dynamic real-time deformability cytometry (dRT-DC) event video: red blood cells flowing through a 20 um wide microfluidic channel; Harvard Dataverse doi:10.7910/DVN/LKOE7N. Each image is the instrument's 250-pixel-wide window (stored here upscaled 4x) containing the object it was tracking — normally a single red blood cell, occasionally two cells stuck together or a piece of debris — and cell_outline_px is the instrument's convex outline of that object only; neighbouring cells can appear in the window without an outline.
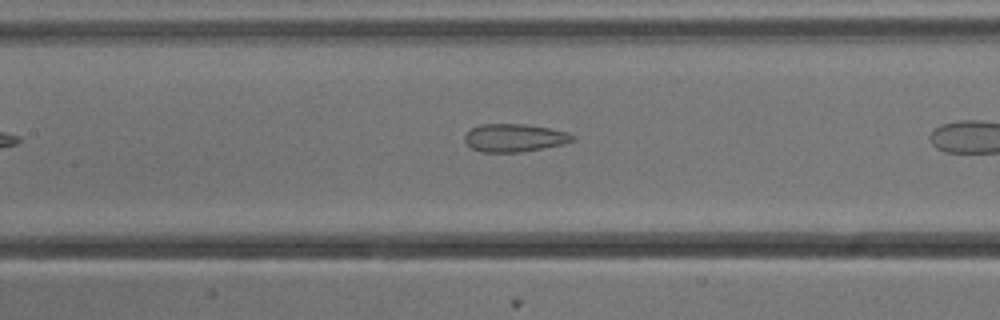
{"species": "common noctule bat (a hibernating species)", "species_latin": "Nyctalus noctula", "temperature_condition": "cold", "stored_images_in_passage": 13, "camera_frame_rate_fps": 3000, "um_per_image_px": 0.085, "animal": {"sex": "male", "body_mass_g": 13.3}, "frame": {"image": 1, "passage_image": 8, "time_ms": 2.333, "image_size_px": [1000, 320], "cell_outline_px": [[576, 140], [564, 144], [520, 152], [480, 152], [472, 148], [464, 140], [464, 136], [472, 128], [480, 124], [524, 124], [548, 128], [568, 132], [576, 136]], "centroid_in_image_um": [43.75, 11.71], "position_along_channel_um": 163.6, "area_um2": 17.57}}
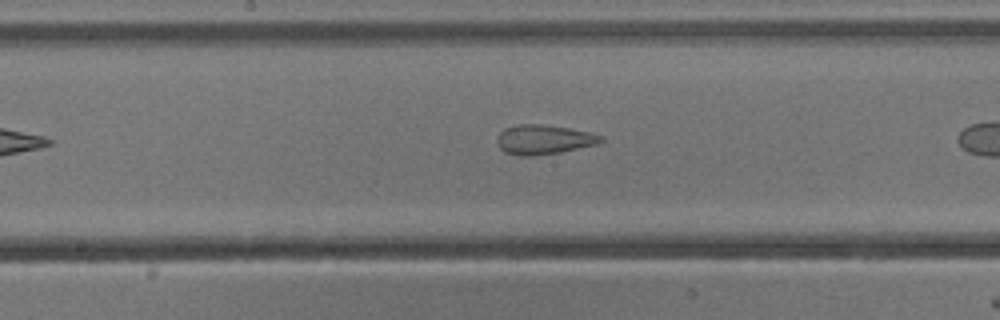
{"frame": {"image": 2, "passage_image": 11, "time_ms": 3.333, "image_size_px": [1000, 320], "cell_outline_px": [[604, 140], [596, 144], [560, 152], [532, 156], [520, 156], [504, 152], [500, 148], [496, 140], [496, 136], [504, 128], [516, 124], [540, 124], [568, 128], [592, 132], [604, 136]], "centroid_in_image_um": [46.2, 11.85], "position_along_channel_um": 202.0, "area_um2": 17.98}}